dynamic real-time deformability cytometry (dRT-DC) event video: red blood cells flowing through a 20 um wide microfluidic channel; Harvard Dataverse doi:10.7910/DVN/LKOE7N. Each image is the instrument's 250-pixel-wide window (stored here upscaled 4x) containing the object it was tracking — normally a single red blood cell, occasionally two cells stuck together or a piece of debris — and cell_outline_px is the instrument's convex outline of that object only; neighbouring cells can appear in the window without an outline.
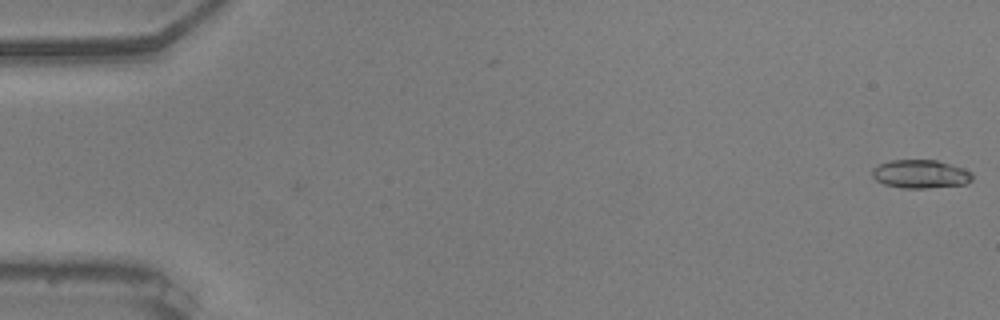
{"species": "common noctule bat (a hibernating species)", "species_latin": "Nyctalus noctula", "temperature_condition": "warm", "stored_images_in_passage": 56, "camera_frame_rate_fps": 3000, "um_per_image_px": 0.085, "animal": {"sex": "male", "body_mass_g": 20.5, "forearm_length_mm": 52.5}, "frame": {"image": 1, "passage_image": 1, "time_ms": 0.0, "image_size_px": [1000, 320], "cell_outline_px": [[972, 180], [964, 184], [928, 188], [900, 188], [884, 184], [876, 180], [872, 176], [872, 168], [888, 160], [936, 160], [964, 168], [972, 172]], "centroid_in_image_um": [78.23, 14.79], "position_along_channel_um": 6.8, "area_um2": 16.65}}
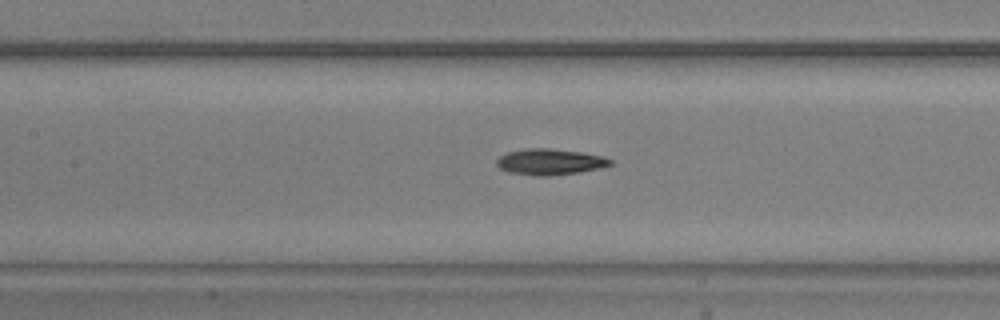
{"frame": {"image": 2, "passage_image": 26, "time_ms": 8.333, "image_size_px": [1000, 320], "cell_outline_px": [[612, 164], [580, 172], [548, 176], [532, 176], [508, 172], [500, 168], [496, 164], [496, 160], [500, 156], [508, 152], [524, 148], [548, 148], [580, 152], [604, 156], [612, 160]], "centroid_in_image_um": [46.7, 13.76], "position_along_channel_um": 160.7, "area_um2": 17.22}}
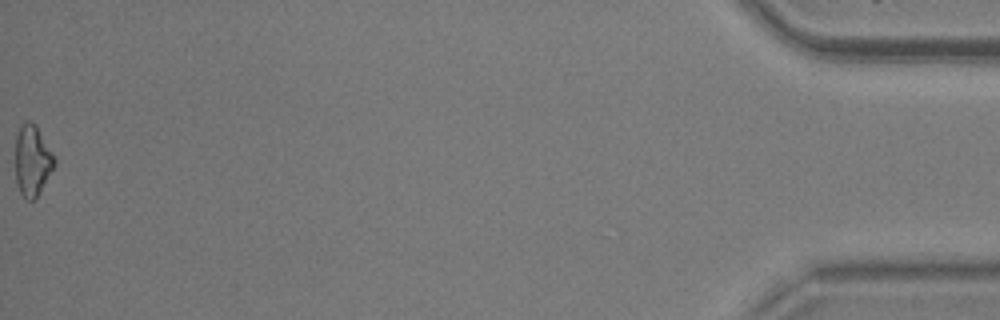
{"frame": {"image": 3, "passage_image": 56, "time_ms": 18.333, "image_size_px": [1000, 320], "cell_outline_px": [[56, 164], [36, 200], [28, 200], [20, 192], [16, 184], [16, 136], [20, 124], [28, 120], [36, 124], [56, 156]], "centroid_in_image_um": [2.78, 13.63], "position_along_channel_um": 432.4, "area_um2": 16.53}, "authors_computed_cell_mechanics": {"area_um2": 16.4152, "velocity_mm_per_s": 3.6979, "shape_relaxation_time_tau1_ms": 1.6888, "shape_relaxation_time_tau2_ms": 6.9283, "deformation_change_tau1": 0.1335, "deformation_change_tau2": 0.1889}}